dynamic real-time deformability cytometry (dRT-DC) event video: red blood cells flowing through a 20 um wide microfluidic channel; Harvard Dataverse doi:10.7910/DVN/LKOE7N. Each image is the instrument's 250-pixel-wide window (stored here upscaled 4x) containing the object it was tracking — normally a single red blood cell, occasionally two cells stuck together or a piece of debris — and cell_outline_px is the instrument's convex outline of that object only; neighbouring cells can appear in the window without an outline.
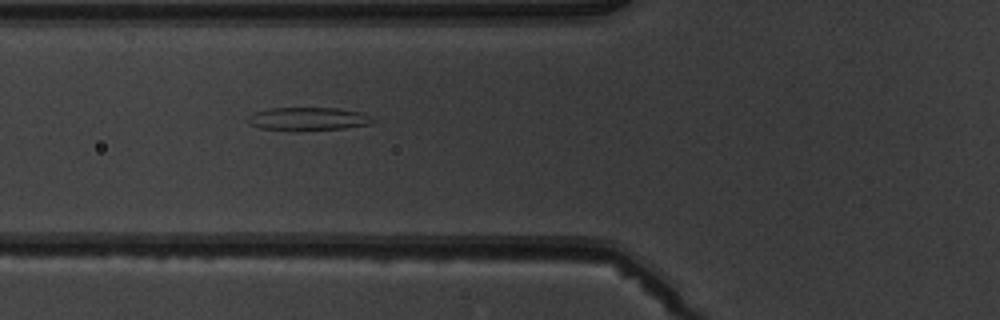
{"species": "common noctule bat (a hibernating species)", "species_latin": "Nyctalus noctula", "temperature_condition": "warm", "stored_images_in_passage": 3, "camera_frame_rate_fps": 3000, "um_per_image_px": 0.085, "animal": {"sex": "male", "body_mass_g": 19.5, "forearm_length_mm": 54.6}, "frame": {"image": 1, "passage_image": 3, "time_ms": 3.333, "image_size_px": [1000, 320], "cell_outline_px": [[376, 120], [368, 124], [344, 128], [260, 128], [248, 124], [248, 116], [252, 112], [268, 108], [336, 108], [360, 112]], "centroid_in_image_um": [26.14, 10.05], "position_along_channel_um": 99.7, "area_um2": 15.95}}